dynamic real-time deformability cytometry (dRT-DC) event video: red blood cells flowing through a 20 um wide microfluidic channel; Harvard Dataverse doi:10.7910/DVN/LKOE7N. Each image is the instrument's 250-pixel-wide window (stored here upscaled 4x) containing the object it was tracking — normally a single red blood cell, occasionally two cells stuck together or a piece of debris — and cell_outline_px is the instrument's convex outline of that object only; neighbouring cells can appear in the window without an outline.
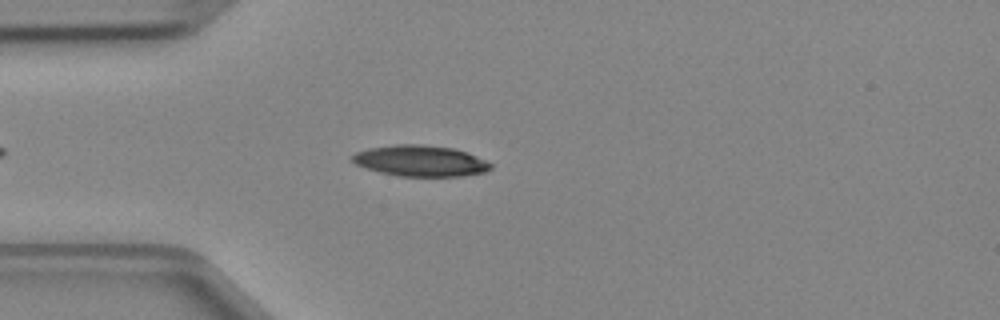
{"species": "Egyptian fruit bat (a non-hibernating species)", "species_latin": "Rousettus aegyptiacus", "temperature_condition": "cold", "stored_images_in_passage": 4, "camera_frame_rate_fps": 3000, "um_per_image_px": 0.085, "animal": {"sex": "female"}, "frame": {"image": 1, "passage_image": 4, "time_ms": 1.0, "image_size_px": [1000, 320], "cell_outline_px": [[492, 168], [484, 172], [460, 176], [400, 176], [380, 172], [356, 164], [352, 160], [352, 156], [356, 152], [368, 148], [396, 144], [424, 144], [452, 148], [468, 152], [492, 164]], "centroid_in_image_um": [35.74, 13.66], "position_along_channel_um": 49.3, "area_um2": 24.85}}